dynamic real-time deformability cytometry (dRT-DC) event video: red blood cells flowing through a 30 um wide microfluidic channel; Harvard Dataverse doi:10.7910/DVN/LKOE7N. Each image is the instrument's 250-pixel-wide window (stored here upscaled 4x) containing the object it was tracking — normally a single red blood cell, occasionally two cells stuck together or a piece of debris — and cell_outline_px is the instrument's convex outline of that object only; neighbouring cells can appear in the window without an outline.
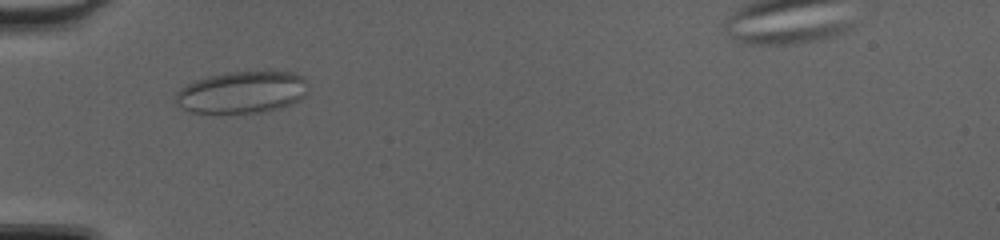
{"species": "common noctule bat (a hibernating species)", "species_latin": "Nyctalus noctula", "temperature_condition": "cold", "stored_images_in_passage": 38, "camera_frame_rate_fps": 3000, "um_per_image_px": 0.085, "animal": {"sex": "female", "body_mass_g": 20.0, "forearm_length_mm": 54.0}, "frame": {"image": 1, "passage_image": 6, "time_ms": 1.667, "image_size_px": [1000, 240], "cell_outline_px": [[308, 92], [300, 100], [292, 104], [280, 108], [260, 112], [220, 116], [192, 112], [180, 108], [176, 104], [176, 92], [184, 84], [208, 76], [228, 72], [292, 72], [300, 76], [308, 84]], "centroid_in_image_um": [20.52, 7.89], "position_along_channel_um": 64.5, "area_um2": 33.29}}
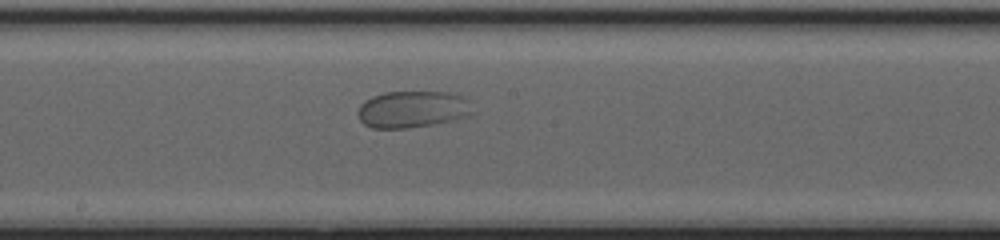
{"frame": {"image": 2, "passage_image": 17, "time_ms": 5.333, "image_size_px": [1000, 240], "cell_outline_px": [[476, 112], [468, 116], [452, 120], [432, 124], [408, 128], [372, 128], [364, 124], [360, 120], [356, 112], [360, 104], [364, 100], [372, 96], [384, 92], [448, 92], [460, 96]], "centroid_in_image_um": [35.0, 9.29], "position_along_channel_um": 213.2, "area_um2": 24.57}}
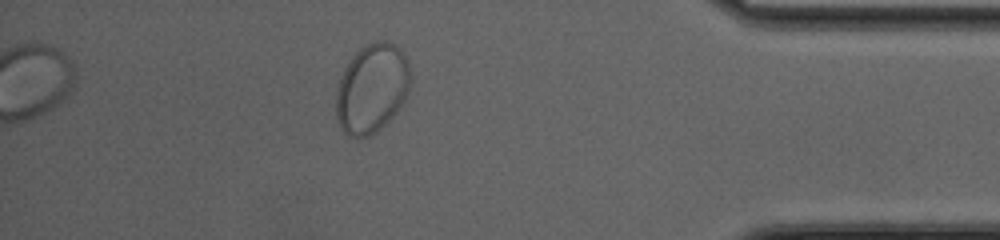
{"frame": {"image": 3, "passage_image": 33, "time_ms": 10.667, "image_size_px": [1000, 240], "cell_outline_px": [[412, 76], [408, 92], [404, 100], [396, 112], [376, 132], [368, 136], [348, 136], [340, 128], [336, 116], [336, 92], [344, 68], [352, 56], [360, 48], [376, 40], [388, 40], [400, 48], [408, 64]], "centroid_in_image_um": [31.61, 7.49], "position_along_channel_um": 403.6, "area_um2": 38.67}}